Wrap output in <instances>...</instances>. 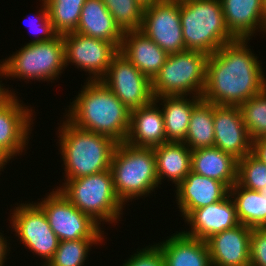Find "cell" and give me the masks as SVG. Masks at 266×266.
<instances>
[{
    "label": "cell",
    "instance_id": "obj_25",
    "mask_svg": "<svg viewBox=\"0 0 266 266\" xmlns=\"http://www.w3.org/2000/svg\"><path fill=\"white\" fill-rule=\"evenodd\" d=\"M190 98H192L190 100ZM200 96H159L154 101L162 105L167 142H184L194 106ZM161 101L162 103H160Z\"/></svg>",
    "mask_w": 266,
    "mask_h": 266
},
{
    "label": "cell",
    "instance_id": "obj_20",
    "mask_svg": "<svg viewBox=\"0 0 266 266\" xmlns=\"http://www.w3.org/2000/svg\"><path fill=\"white\" fill-rule=\"evenodd\" d=\"M125 142L145 148H154L167 142L163 113L154 100L149 105L131 110Z\"/></svg>",
    "mask_w": 266,
    "mask_h": 266
},
{
    "label": "cell",
    "instance_id": "obj_10",
    "mask_svg": "<svg viewBox=\"0 0 266 266\" xmlns=\"http://www.w3.org/2000/svg\"><path fill=\"white\" fill-rule=\"evenodd\" d=\"M9 218L15 236L26 249L43 259L44 265L53 257L58 248L59 239L52 231L44 211L33 201L17 203Z\"/></svg>",
    "mask_w": 266,
    "mask_h": 266
},
{
    "label": "cell",
    "instance_id": "obj_21",
    "mask_svg": "<svg viewBox=\"0 0 266 266\" xmlns=\"http://www.w3.org/2000/svg\"><path fill=\"white\" fill-rule=\"evenodd\" d=\"M220 1L226 26L236 39H251L259 31L266 33L262 0Z\"/></svg>",
    "mask_w": 266,
    "mask_h": 266
},
{
    "label": "cell",
    "instance_id": "obj_41",
    "mask_svg": "<svg viewBox=\"0 0 266 266\" xmlns=\"http://www.w3.org/2000/svg\"><path fill=\"white\" fill-rule=\"evenodd\" d=\"M143 7L154 5L155 3L162 2L164 0H138Z\"/></svg>",
    "mask_w": 266,
    "mask_h": 266
},
{
    "label": "cell",
    "instance_id": "obj_30",
    "mask_svg": "<svg viewBox=\"0 0 266 266\" xmlns=\"http://www.w3.org/2000/svg\"><path fill=\"white\" fill-rule=\"evenodd\" d=\"M103 239L59 241L53 257L45 266H84L91 247L102 244Z\"/></svg>",
    "mask_w": 266,
    "mask_h": 266
},
{
    "label": "cell",
    "instance_id": "obj_15",
    "mask_svg": "<svg viewBox=\"0 0 266 266\" xmlns=\"http://www.w3.org/2000/svg\"><path fill=\"white\" fill-rule=\"evenodd\" d=\"M214 147L240 160L252 153L253 140L239 106L214 105Z\"/></svg>",
    "mask_w": 266,
    "mask_h": 266
},
{
    "label": "cell",
    "instance_id": "obj_16",
    "mask_svg": "<svg viewBox=\"0 0 266 266\" xmlns=\"http://www.w3.org/2000/svg\"><path fill=\"white\" fill-rule=\"evenodd\" d=\"M184 221L190 226L182 232L192 238L206 241L212 235L240 224L234 200L228 194L223 200L193 210Z\"/></svg>",
    "mask_w": 266,
    "mask_h": 266
},
{
    "label": "cell",
    "instance_id": "obj_2",
    "mask_svg": "<svg viewBox=\"0 0 266 266\" xmlns=\"http://www.w3.org/2000/svg\"><path fill=\"white\" fill-rule=\"evenodd\" d=\"M84 84L73 102L70 101L64 116L66 120L78 128L106 135L117 143L125 142L131 110L102 81L86 80Z\"/></svg>",
    "mask_w": 266,
    "mask_h": 266
},
{
    "label": "cell",
    "instance_id": "obj_19",
    "mask_svg": "<svg viewBox=\"0 0 266 266\" xmlns=\"http://www.w3.org/2000/svg\"><path fill=\"white\" fill-rule=\"evenodd\" d=\"M119 52L150 81L157 75L169 56L139 29L124 32Z\"/></svg>",
    "mask_w": 266,
    "mask_h": 266
},
{
    "label": "cell",
    "instance_id": "obj_11",
    "mask_svg": "<svg viewBox=\"0 0 266 266\" xmlns=\"http://www.w3.org/2000/svg\"><path fill=\"white\" fill-rule=\"evenodd\" d=\"M65 68L70 63L89 73L88 81L101 80L119 49L111 42L87 37L77 32L62 35Z\"/></svg>",
    "mask_w": 266,
    "mask_h": 266
},
{
    "label": "cell",
    "instance_id": "obj_33",
    "mask_svg": "<svg viewBox=\"0 0 266 266\" xmlns=\"http://www.w3.org/2000/svg\"><path fill=\"white\" fill-rule=\"evenodd\" d=\"M236 183L244 188L259 191L266 187V164L252 153L237 162Z\"/></svg>",
    "mask_w": 266,
    "mask_h": 266
},
{
    "label": "cell",
    "instance_id": "obj_37",
    "mask_svg": "<svg viewBox=\"0 0 266 266\" xmlns=\"http://www.w3.org/2000/svg\"><path fill=\"white\" fill-rule=\"evenodd\" d=\"M0 79L3 77L8 78L7 76V69L5 65V61H0ZM2 84V80H0V106L9 102L12 98L16 96V93L13 91V89L9 90L10 88H5V86ZM13 91V92H12Z\"/></svg>",
    "mask_w": 266,
    "mask_h": 266
},
{
    "label": "cell",
    "instance_id": "obj_38",
    "mask_svg": "<svg viewBox=\"0 0 266 266\" xmlns=\"http://www.w3.org/2000/svg\"><path fill=\"white\" fill-rule=\"evenodd\" d=\"M252 154L266 164V136H262L253 140Z\"/></svg>",
    "mask_w": 266,
    "mask_h": 266
},
{
    "label": "cell",
    "instance_id": "obj_39",
    "mask_svg": "<svg viewBox=\"0 0 266 266\" xmlns=\"http://www.w3.org/2000/svg\"><path fill=\"white\" fill-rule=\"evenodd\" d=\"M7 241L8 240L5 237H3L2 233L0 232V266H4V263L7 259L6 256H8L9 254L8 252L10 248L8 245L10 243H8Z\"/></svg>",
    "mask_w": 266,
    "mask_h": 266
},
{
    "label": "cell",
    "instance_id": "obj_4",
    "mask_svg": "<svg viewBox=\"0 0 266 266\" xmlns=\"http://www.w3.org/2000/svg\"><path fill=\"white\" fill-rule=\"evenodd\" d=\"M180 20L186 50L211 55L236 40L226 26L220 0H180Z\"/></svg>",
    "mask_w": 266,
    "mask_h": 266
},
{
    "label": "cell",
    "instance_id": "obj_9",
    "mask_svg": "<svg viewBox=\"0 0 266 266\" xmlns=\"http://www.w3.org/2000/svg\"><path fill=\"white\" fill-rule=\"evenodd\" d=\"M53 190L36 204L46 214L49 225L59 241L104 239V231L97 222L81 212L58 189Z\"/></svg>",
    "mask_w": 266,
    "mask_h": 266
},
{
    "label": "cell",
    "instance_id": "obj_29",
    "mask_svg": "<svg viewBox=\"0 0 266 266\" xmlns=\"http://www.w3.org/2000/svg\"><path fill=\"white\" fill-rule=\"evenodd\" d=\"M54 31L59 34L75 32L86 0H44Z\"/></svg>",
    "mask_w": 266,
    "mask_h": 266
},
{
    "label": "cell",
    "instance_id": "obj_17",
    "mask_svg": "<svg viewBox=\"0 0 266 266\" xmlns=\"http://www.w3.org/2000/svg\"><path fill=\"white\" fill-rule=\"evenodd\" d=\"M252 228L243 224L206 240L212 266H250Z\"/></svg>",
    "mask_w": 266,
    "mask_h": 266
},
{
    "label": "cell",
    "instance_id": "obj_1",
    "mask_svg": "<svg viewBox=\"0 0 266 266\" xmlns=\"http://www.w3.org/2000/svg\"><path fill=\"white\" fill-rule=\"evenodd\" d=\"M250 39H236L208 55L202 99L214 105L241 106L266 88L259 57L247 45Z\"/></svg>",
    "mask_w": 266,
    "mask_h": 266
},
{
    "label": "cell",
    "instance_id": "obj_3",
    "mask_svg": "<svg viewBox=\"0 0 266 266\" xmlns=\"http://www.w3.org/2000/svg\"><path fill=\"white\" fill-rule=\"evenodd\" d=\"M58 128L59 151L65 179H76L110 169L117 142L103 134L78 128L66 119Z\"/></svg>",
    "mask_w": 266,
    "mask_h": 266
},
{
    "label": "cell",
    "instance_id": "obj_35",
    "mask_svg": "<svg viewBox=\"0 0 266 266\" xmlns=\"http://www.w3.org/2000/svg\"><path fill=\"white\" fill-rule=\"evenodd\" d=\"M250 266H266V227L252 229L250 236Z\"/></svg>",
    "mask_w": 266,
    "mask_h": 266
},
{
    "label": "cell",
    "instance_id": "obj_13",
    "mask_svg": "<svg viewBox=\"0 0 266 266\" xmlns=\"http://www.w3.org/2000/svg\"><path fill=\"white\" fill-rule=\"evenodd\" d=\"M139 30L168 54L186 50L180 20V0H164L144 7Z\"/></svg>",
    "mask_w": 266,
    "mask_h": 266
},
{
    "label": "cell",
    "instance_id": "obj_7",
    "mask_svg": "<svg viewBox=\"0 0 266 266\" xmlns=\"http://www.w3.org/2000/svg\"><path fill=\"white\" fill-rule=\"evenodd\" d=\"M208 55L194 50L169 54L151 81L152 94L159 96H200L206 83Z\"/></svg>",
    "mask_w": 266,
    "mask_h": 266
},
{
    "label": "cell",
    "instance_id": "obj_26",
    "mask_svg": "<svg viewBox=\"0 0 266 266\" xmlns=\"http://www.w3.org/2000/svg\"><path fill=\"white\" fill-rule=\"evenodd\" d=\"M153 150L159 185L168 178L177 187L191 171L192 151L184 142H166Z\"/></svg>",
    "mask_w": 266,
    "mask_h": 266
},
{
    "label": "cell",
    "instance_id": "obj_34",
    "mask_svg": "<svg viewBox=\"0 0 266 266\" xmlns=\"http://www.w3.org/2000/svg\"><path fill=\"white\" fill-rule=\"evenodd\" d=\"M122 266H164V258L159 246L148 245L139 249Z\"/></svg>",
    "mask_w": 266,
    "mask_h": 266
},
{
    "label": "cell",
    "instance_id": "obj_5",
    "mask_svg": "<svg viewBox=\"0 0 266 266\" xmlns=\"http://www.w3.org/2000/svg\"><path fill=\"white\" fill-rule=\"evenodd\" d=\"M110 171L116 195L124 205L129 200L147 197L159 187L153 148L118 143L112 156Z\"/></svg>",
    "mask_w": 266,
    "mask_h": 266
},
{
    "label": "cell",
    "instance_id": "obj_18",
    "mask_svg": "<svg viewBox=\"0 0 266 266\" xmlns=\"http://www.w3.org/2000/svg\"><path fill=\"white\" fill-rule=\"evenodd\" d=\"M175 193L177 207L184 219L195 209L223 200L229 194V188L221 181L190 171Z\"/></svg>",
    "mask_w": 266,
    "mask_h": 266
},
{
    "label": "cell",
    "instance_id": "obj_32",
    "mask_svg": "<svg viewBox=\"0 0 266 266\" xmlns=\"http://www.w3.org/2000/svg\"><path fill=\"white\" fill-rule=\"evenodd\" d=\"M123 32L141 27L144 7L138 0H101Z\"/></svg>",
    "mask_w": 266,
    "mask_h": 266
},
{
    "label": "cell",
    "instance_id": "obj_40",
    "mask_svg": "<svg viewBox=\"0 0 266 266\" xmlns=\"http://www.w3.org/2000/svg\"><path fill=\"white\" fill-rule=\"evenodd\" d=\"M10 161V159L0 150V171H3L1 169H5L6 167H4L8 162Z\"/></svg>",
    "mask_w": 266,
    "mask_h": 266
},
{
    "label": "cell",
    "instance_id": "obj_28",
    "mask_svg": "<svg viewBox=\"0 0 266 266\" xmlns=\"http://www.w3.org/2000/svg\"><path fill=\"white\" fill-rule=\"evenodd\" d=\"M229 194L233 198L240 224L253 228L266 227V197L235 183Z\"/></svg>",
    "mask_w": 266,
    "mask_h": 266
},
{
    "label": "cell",
    "instance_id": "obj_6",
    "mask_svg": "<svg viewBox=\"0 0 266 266\" xmlns=\"http://www.w3.org/2000/svg\"><path fill=\"white\" fill-rule=\"evenodd\" d=\"M64 181L57 186L59 192L100 226L101 222L120 221L125 206L116 195L110 169Z\"/></svg>",
    "mask_w": 266,
    "mask_h": 266
},
{
    "label": "cell",
    "instance_id": "obj_43",
    "mask_svg": "<svg viewBox=\"0 0 266 266\" xmlns=\"http://www.w3.org/2000/svg\"><path fill=\"white\" fill-rule=\"evenodd\" d=\"M259 192L261 193L262 196L266 197V187L260 189Z\"/></svg>",
    "mask_w": 266,
    "mask_h": 266
},
{
    "label": "cell",
    "instance_id": "obj_23",
    "mask_svg": "<svg viewBox=\"0 0 266 266\" xmlns=\"http://www.w3.org/2000/svg\"><path fill=\"white\" fill-rule=\"evenodd\" d=\"M75 32L111 42L118 49L124 34L101 0H86Z\"/></svg>",
    "mask_w": 266,
    "mask_h": 266
},
{
    "label": "cell",
    "instance_id": "obj_27",
    "mask_svg": "<svg viewBox=\"0 0 266 266\" xmlns=\"http://www.w3.org/2000/svg\"><path fill=\"white\" fill-rule=\"evenodd\" d=\"M214 104L201 99L193 108L184 140L191 150L214 147Z\"/></svg>",
    "mask_w": 266,
    "mask_h": 266
},
{
    "label": "cell",
    "instance_id": "obj_8",
    "mask_svg": "<svg viewBox=\"0 0 266 266\" xmlns=\"http://www.w3.org/2000/svg\"><path fill=\"white\" fill-rule=\"evenodd\" d=\"M6 59L4 61L8 78L54 81L65 69L62 35L57 34L47 41L27 43Z\"/></svg>",
    "mask_w": 266,
    "mask_h": 266
},
{
    "label": "cell",
    "instance_id": "obj_14",
    "mask_svg": "<svg viewBox=\"0 0 266 266\" xmlns=\"http://www.w3.org/2000/svg\"><path fill=\"white\" fill-rule=\"evenodd\" d=\"M32 107L15 96L0 106V150L11 160L26 150L32 131ZM29 138V139H28Z\"/></svg>",
    "mask_w": 266,
    "mask_h": 266
},
{
    "label": "cell",
    "instance_id": "obj_24",
    "mask_svg": "<svg viewBox=\"0 0 266 266\" xmlns=\"http://www.w3.org/2000/svg\"><path fill=\"white\" fill-rule=\"evenodd\" d=\"M237 162L216 147L201 148L192 151L191 171L221 181L230 189L237 181Z\"/></svg>",
    "mask_w": 266,
    "mask_h": 266
},
{
    "label": "cell",
    "instance_id": "obj_22",
    "mask_svg": "<svg viewBox=\"0 0 266 266\" xmlns=\"http://www.w3.org/2000/svg\"><path fill=\"white\" fill-rule=\"evenodd\" d=\"M164 266H212L207 242L185 235L182 231L157 243Z\"/></svg>",
    "mask_w": 266,
    "mask_h": 266
},
{
    "label": "cell",
    "instance_id": "obj_36",
    "mask_svg": "<svg viewBox=\"0 0 266 266\" xmlns=\"http://www.w3.org/2000/svg\"><path fill=\"white\" fill-rule=\"evenodd\" d=\"M40 1H42V5H41L42 8H41V10L39 9L38 15L34 16V17H37V19L34 18L33 16L31 18V22H32L33 19L34 20L36 19V21L39 20L38 21L39 23L37 22L38 23V25H37V24H35V22H36L35 21L34 24H32L33 23L32 22L29 25L32 28L31 30L32 31L35 30L34 32L37 33L38 35H37L36 39L29 41V43L51 40L57 35V33L54 31V28L52 26L51 20L49 18V14H48V9H47L46 3H45L44 0H40ZM32 25H34V26H32ZM39 34H40V36H39ZM35 37H36V34H35Z\"/></svg>",
    "mask_w": 266,
    "mask_h": 266
},
{
    "label": "cell",
    "instance_id": "obj_12",
    "mask_svg": "<svg viewBox=\"0 0 266 266\" xmlns=\"http://www.w3.org/2000/svg\"><path fill=\"white\" fill-rule=\"evenodd\" d=\"M100 81L129 110L149 105L154 100L151 81L120 52L113 57L107 73Z\"/></svg>",
    "mask_w": 266,
    "mask_h": 266
},
{
    "label": "cell",
    "instance_id": "obj_42",
    "mask_svg": "<svg viewBox=\"0 0 266 266\" xmlns=\"http://www.w3.org/2000/svg\"><path fill=\"white\" fill-rule=\"evenodd\" d=\"M263 15L266 20V0H262Z\"/></svg>",
    "mask_w": 266,
    "mask_h": 266
},
{
    "label": "cell",
    "instance_id": "obj_31",
    "mask_svg": "<svg viewBox=\"0 0 266 266\" xmlns=\"http://www.w3.org/2000/svg\"><path fill=\"white\" fill-rule=\"evenodd\" d=\"M240 110L251 139L266 136V88L245 101Z\"/></svg>",
    "mask_w": 266,
    "mask_h": 266
}]
</instances>
